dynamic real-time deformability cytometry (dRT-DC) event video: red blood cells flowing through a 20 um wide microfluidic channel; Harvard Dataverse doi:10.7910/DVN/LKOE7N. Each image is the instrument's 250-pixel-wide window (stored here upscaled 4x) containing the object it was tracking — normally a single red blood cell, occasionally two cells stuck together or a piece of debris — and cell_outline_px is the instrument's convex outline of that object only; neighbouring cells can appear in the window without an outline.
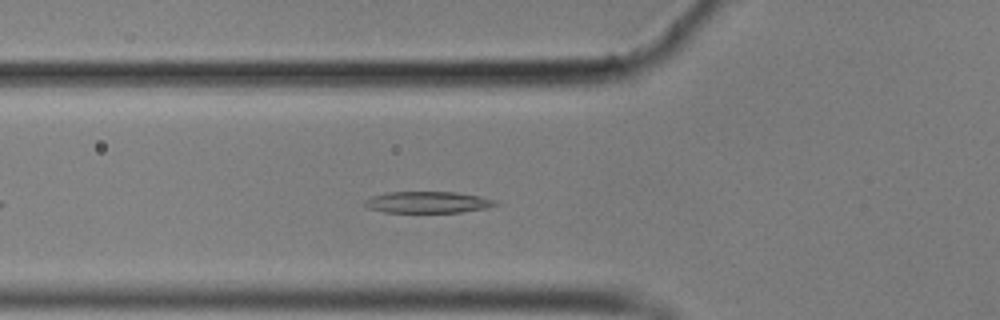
{"species": "common noctule bat (a hibernating species)", "species_latin": "Nyctalus noctula", "temperature_condition": "cold", "stored_images_in_passage": 46, "camera_frame_rate_fps": 3000, "um_per_image_px": 0.085, "animal": {"sex": "male", "body_mass_g": 17.9}, "frame": {"image": 1, "passage_image": 9, "time_ms": 2.667, "image_size_px": [1000, 320], "cell_outline_px": [[500, 204], [484, 208], [460, 212], [384, 212], [368, 208], [364, 204], [364, 200], [372, 196], [388, 192], [456, 192], [480, 196], [496, 200]], "centroid_in_image_um": [36.36, 17.18], "position_along_channel_um": 89.4, "area_um2": 16.3}}
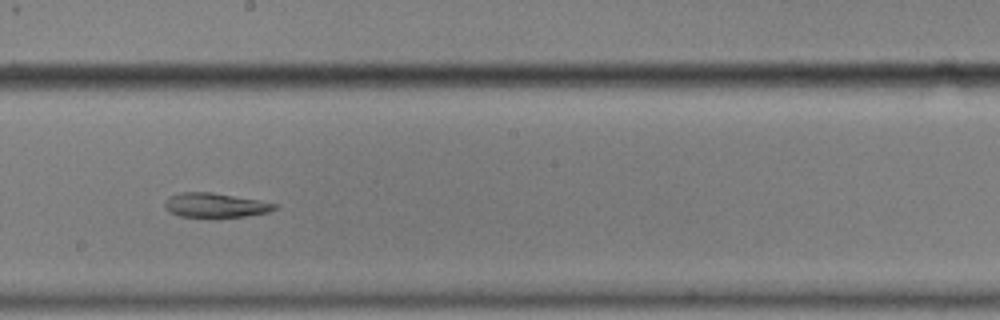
{"frame": {"image": 2, "passage_image": 21, "time_ms": 6.667, "image_size_px": [1000, 320], "cell_outline_px": [[280, 208], [268, 212], [244, 216], [180, 216], [172, 212], [164, 204], [168, 196], [180, 192], [208, 192], [260, 200], [280, 204]], "centroid_in_image_um": [18.37, 17.42], "position_along_channel_um": 229.8, "area_um2": 15.32}}
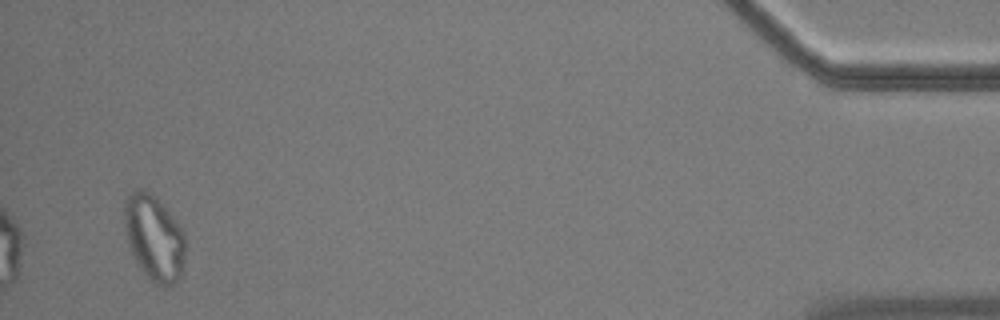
{"frame": {"image": 3, "passage_image": 44, "time_ms": 14.333, "image_size_px": [1000, 320], "cell_outline_px": [[184, 256], [180, 276], [176, 284], [156, 284], [144, 272], [136, 260], [132, 252], [128, 240], [124, 224], [124, 204], [128, 196], [132, 192], [140, 188], [144, 188], [156, 196], [172, 216], [184, 232]], "centroid_in_image_um": [13.1, 20.16], "position_along_channel_um": 422.1, "area_um2": 29.82}, "authors_computed_cell_mechanics": {"area_um2": 17.5134, "velocity_mm_per_s": 3.5021, "shape_relaxation_time_tau1_ms": null, "shape_relaxation_time_tau2_ms": 3.4848, "deformation_change_tau1": null, "deformation_change_tau2": 0.1172}}